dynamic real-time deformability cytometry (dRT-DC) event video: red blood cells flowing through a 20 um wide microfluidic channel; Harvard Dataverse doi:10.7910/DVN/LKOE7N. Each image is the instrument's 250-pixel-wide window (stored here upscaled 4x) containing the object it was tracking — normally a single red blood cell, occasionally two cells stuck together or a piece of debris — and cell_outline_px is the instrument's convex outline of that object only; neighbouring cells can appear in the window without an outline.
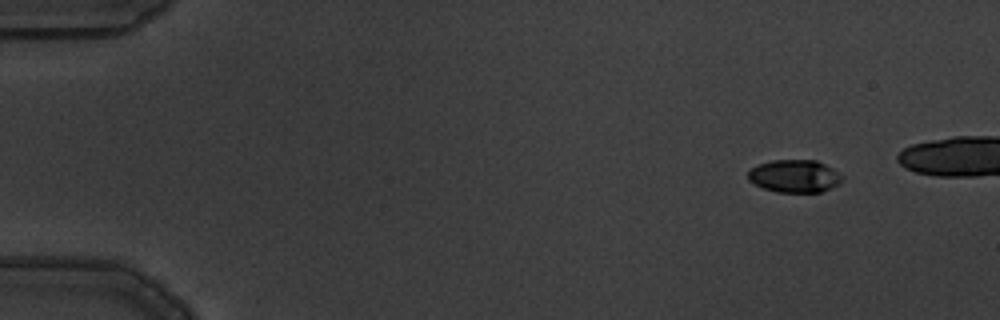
{"species": "common noctule bat (a hibernating species)", "species_latin": "Nyctalus noctula", "temperature_condition": "warm", "stored_images_in_passage": 5, "camera_frame_rate_fps": 3000, "um_per_image_px": 0.085, "animal": {"sex": "male", "body_mass_g": 19.5, "forearm_length_mm": 54.6}, "frame": {"image": 1, "passage_image": 1, "time_ms": 0.0, "image_size_px": [1000, 320], "cell_outline_px": [[844, 180], [840, 184], [832, 188], [820, 192], [776, 192], [764, 188], [748, 180], [748, 172], [752, 168], [760, 164], [772, 160], [816, 160], [832, 168], [844, 176]], "centroid_in_image_um": [67.59, 14.97], "position_along_channel_um": 17.4, "area_um2": 17.98}}